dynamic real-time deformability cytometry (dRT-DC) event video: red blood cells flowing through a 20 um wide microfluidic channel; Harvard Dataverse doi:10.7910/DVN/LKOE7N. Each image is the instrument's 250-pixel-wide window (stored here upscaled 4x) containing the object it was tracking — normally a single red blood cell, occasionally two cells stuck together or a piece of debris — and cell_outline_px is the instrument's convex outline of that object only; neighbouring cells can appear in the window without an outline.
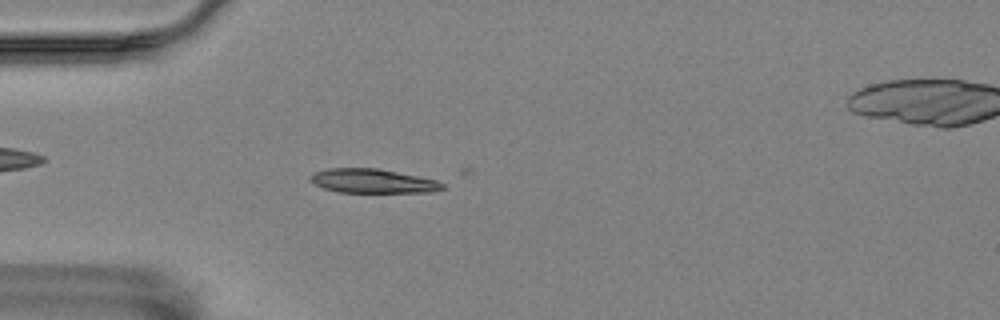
{"species": "Egyptian fruit bat (a non-hibernating species)", "species_latin": "Rousettus aegyptiacus", "temperature_condition": "room temperature", "stored_images_in_passage": 16, "camera_frame_rate_fps": 3000, "um_per_image_px": 0.085, "animal": {"sex": "female"}, "frame": {"image": 1, "passage_image": 15, "time_ms": 4.667, "image_size_px": [1000, 320], "cell_outline_px": [[444, 188], [432, 192], [340, 192], [324, 188], [316, 184], [312, 180], [312, 176], [316, 172], [328, 168], [376, 168], [436, 180], [444, 184]], "centroid_in_image_um": [31.71, 15.39], "position_along_channel_um": 53.3, "area_um2": 18.09}}